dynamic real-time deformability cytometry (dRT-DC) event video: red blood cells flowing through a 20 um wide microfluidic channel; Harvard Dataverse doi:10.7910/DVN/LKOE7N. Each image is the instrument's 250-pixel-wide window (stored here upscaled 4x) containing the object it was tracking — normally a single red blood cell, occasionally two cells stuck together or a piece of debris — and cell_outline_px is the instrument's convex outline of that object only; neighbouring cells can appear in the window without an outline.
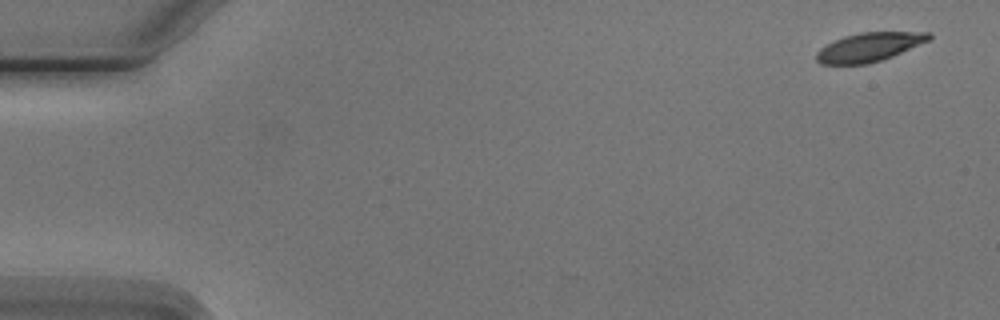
{"species": "Egyptian fruit bat (a non-hibernating species)", "species_latin": "Rousettus aegyptiacus", "temperature_condition": "cold", "stored_images_in_passage": 5, "camera_frame_rate_fps": 3000, "um_per_image_px": 0.085, "animal": {"sex": "male"}, "frame": {"image": 1, "passage_image": 1, "time_ms": 0.0, "image_size_px": [1000, 320], "cell_outline_px": [[932, 40], [892, 56], [868, 64], [820, 64], [816, 60], [816, 52], [820, 48], [844, 36], [860, 32], [932, 32]], "centroid_in_image_um": [73.92, 4.0], "position_along_channel_um": 11.1, "area_um2": 18.96}}